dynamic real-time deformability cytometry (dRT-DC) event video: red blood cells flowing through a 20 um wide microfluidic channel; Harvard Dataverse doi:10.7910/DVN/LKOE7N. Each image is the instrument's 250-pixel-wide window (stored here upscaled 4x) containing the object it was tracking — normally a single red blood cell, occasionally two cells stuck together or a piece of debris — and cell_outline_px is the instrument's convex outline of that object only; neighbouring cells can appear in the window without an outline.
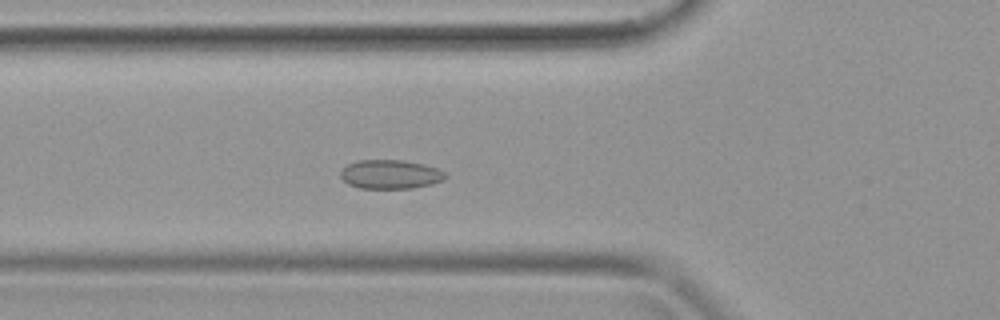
{"species": "common noctule bat (a hibernating species)", "species_latin": "Nyctalus noctula", "temperature_condition": "warm", "stored_images_in_passage": 38, "camera_frame_rate_fps": 3000, "um_per_image_px": 0.085, "animal": {"sex": "female", "body_mass_g": 19.9}, "frame": {"image": 1, "passage_image": 13, "time_ms": 4.0, "image_size_px": [1000, 320], "cell_outline_px": [[448, 176], [444, 180], [432, 184], [412, 188], [360, 188], [348, 184], [340, 176], [340, 172], [348, 164], [356, 160], [404, 160], [424, 164], [436, 168], [444, 172]], "centroid_in_image_um": [33.19, 14.81], "position_along_channel_um": 92.6, "area_um2": 17.74}}
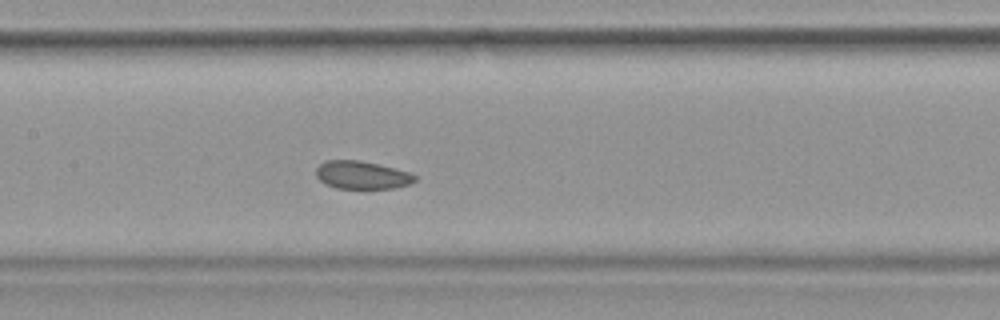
{"frame": {"image": 2, "passage_image": 18, "time_ms": 5.667, "image_size_px": [1000, 320], "cell_outline_px": [[416, 180], [408, 184], [396, 188], [336, 188], [324, 184], [316, 176], [316, 168], [324, 160], [360, 160], [380, 164], [408, 172], [416, 176]], "centroid_in_image_um": [30.73, 14.87], "position_along_channel_um": 176.7, "area_um2": 16.13}}
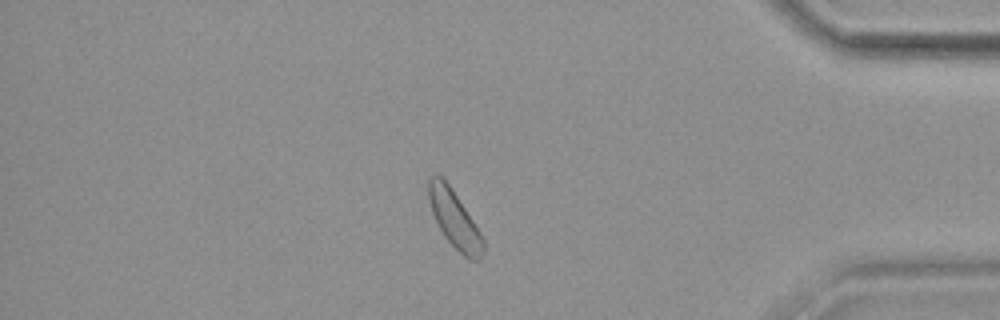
{"frame": {"image": 3, "passage_image": 33, "time_ms": 10.667, "image_size_px": [1000, 320], "cell_outline_px": [[484, 252], [480, 260], [468, 260], [444, 236], [432, 212], [428, 200], [428, 180], [432, 176], [440, 176], [448, 184], [480, 232], [484, 240]], "centroid_in_image_um": [38.64, 18.68], "position_along_channel_um": 396.6, "area_um2": 17.69}}